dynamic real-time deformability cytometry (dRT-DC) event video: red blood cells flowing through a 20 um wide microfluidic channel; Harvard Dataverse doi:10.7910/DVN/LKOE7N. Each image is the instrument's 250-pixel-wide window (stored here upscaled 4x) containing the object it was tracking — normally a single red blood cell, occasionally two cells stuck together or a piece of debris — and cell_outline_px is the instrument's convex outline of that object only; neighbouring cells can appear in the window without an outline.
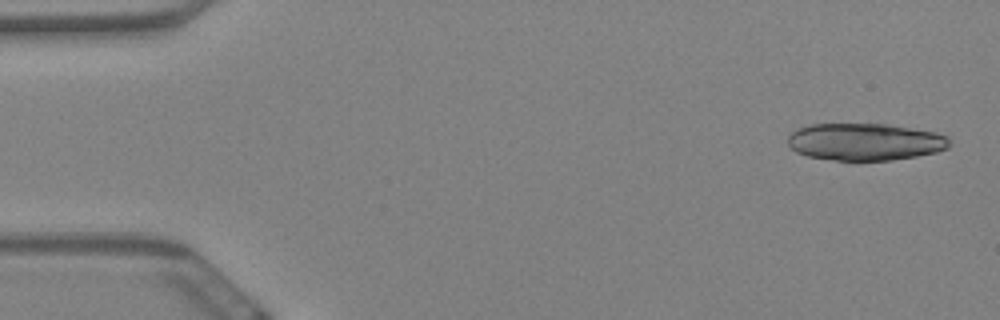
{"species": "Egyptian fruit bat (a non-hibernating species)", "species_latin": "Rousettus aegyptiacus", "temperature_condition": "warm", "stored_images_in_passage": 17, "camera_frame_rate_fps": 3000, "um_per_image_px": 0.085, "animal": {"sex": "female"}, "frame": {"image": 1, "passage_image": 2, "time_ms": 0.333, "image_size_px": [1000, 320], "cell_outline_px": [[952, 144], [948, 148], [936, 152], [916, 156], [892, 160], [836, 160], [808, 156], [796, 152], [788, 144], [788, 136], [792, 132], [800, 128], [812, 124], [884, 124], [936, 132], [948, 136]], "centroid_in_image_um": [73.56, 12.05], "position_along_channel_um": 11.4, "area_um2": 34.91}}